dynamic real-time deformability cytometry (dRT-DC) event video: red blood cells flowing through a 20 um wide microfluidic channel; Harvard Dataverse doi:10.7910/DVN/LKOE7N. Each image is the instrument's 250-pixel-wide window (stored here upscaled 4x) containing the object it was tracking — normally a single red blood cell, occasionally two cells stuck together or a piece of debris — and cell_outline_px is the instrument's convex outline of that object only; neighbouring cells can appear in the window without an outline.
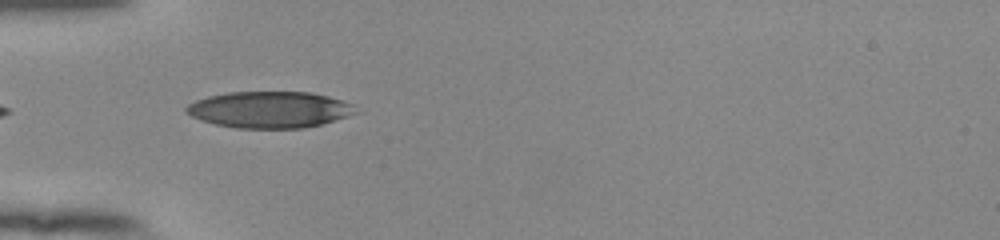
{"species": "human", "species_latin": "Homo sapiens", "temperature_condition": "room temperature", "stored_images_in_passage": 37, "camera_frame_rate_fps": 3000, "um_per_image_px": 0.085, "donor": {"sex": "female"}, "frame": {"image": 1, "passage_image": 1, "time_ms": 0.0, "image_size_px": [1000, 240], "cell_outline_px": [[360, 112], [348, 116], [320, 124], [304, 128], [236, 128], [216, 124], [200, 120], [184, 112], [184, 108], [188, 104], [196, 100], [208, 96], [228, 92], [312, 92], [328, 96], [352, 104]], "centroid_in_image_um": [22.9, 9.32], "position_along_channel_um": 62.1, "area_um2": 36.01}}
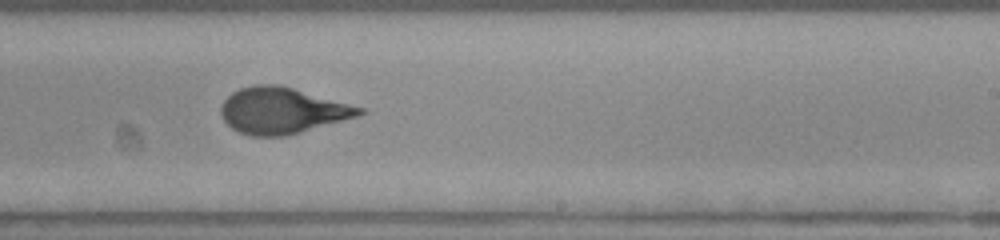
{"frame": {"image": 2, "passage_image": 17, "time_ms": 5.333, "image_size_px": [1000, 240], "cell_outline_px": [[364, 112], [356, 116], [288, 136], [252, 136], [240, 132], [232, 128], [224, 120], [220, 112], [220, 108], [224, 100], [232, 92], [240, 88], [256, 84], [276, 84], [292, 88], [364, 108]], "centroid_in_image_um": [23.93, 9.4], "position_along_channel_um": 265.1, "area_um2": 36.76}}
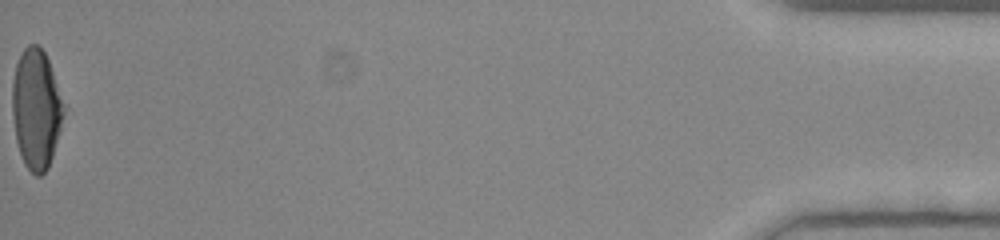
{"frame": {"image": 3, "passage_image": 37, "time_ms": 12.0, "image_size_px": [1000, 240], "cell_outline_px": [[64, 112], [60, 128], [52, 156], [48, 168], [40, 176], [36, 176], [24, 164], [20, 156], [16, 140], [12, 116], [12, 80], [16, 64], [24, 48], [28, 44], [36, 44], [44, 52], [48, 60], [64, 104]], "centroid_in_image_um": [3.05, 9.27], "position_along_channel_um": 432.2, "area_um2": 35.66}, "authors_computed_cell_mechanics": {"area_um2": 36.992, "velocity_mm_per_s": 3.8942, "shape_relaxation_time_tau1_ms": 4.2727, "shape_relaxation_time_tau2_ms": null, "deformation_change_tau1": 0.1957, "deformation_change_tau2": null}}